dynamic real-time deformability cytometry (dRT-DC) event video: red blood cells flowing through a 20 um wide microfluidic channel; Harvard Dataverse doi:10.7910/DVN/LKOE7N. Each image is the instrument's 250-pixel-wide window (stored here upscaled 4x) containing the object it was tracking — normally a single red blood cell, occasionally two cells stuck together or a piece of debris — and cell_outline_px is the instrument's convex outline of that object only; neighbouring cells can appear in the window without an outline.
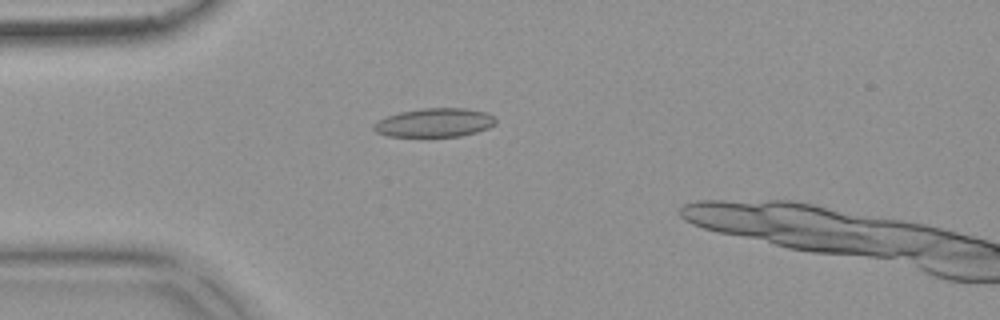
{"species": "common noctule bat (a hibernating species)", "species_latin": "Nyctalus noctula", "temperature_condition": "warm", "stored_images_in_passage": 33, "camera_frame_rate_fps": 3000, "um_per_image_px": 0.085, "animal": {"sex": "female", "body_mass_g": 18.4}, "frame": {"image": 1, "passage_image": 11, "time_ms": 3.333, "image_size_px": [1000, 320], "cell_outline_px": [[496, 124], [488, 128], [476, 132], [460, 136], [388, 136], [376, 132], [372, 128], [372, 124], [388, 116], [400, 112], [424, 108], [464, 108], [488, 112], [496, 120]], "centroid_in_image_um": [36.96, 10.42], "position_along_channel_um": 48.0, "area_um2": 20.35}}
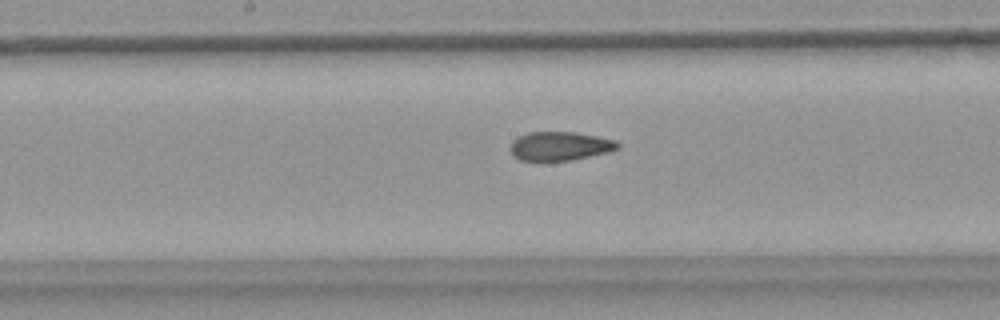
{"frame": {"image": 2, "passage_image": 24, "time_ms": 7.667, "image_size_px": [1000, 320], "cell_outline_px": [[620, 148], [608, 152], [572, 160], [520, 160], [512, 156], [508, 148], [512, 140], [528, 132], [576, 132], [616, 140], [620, 144]], "centroid_in_image_um": [47.57, 12.41], "position_along_channel_um": 200.6, "area_um2": 18.15}}
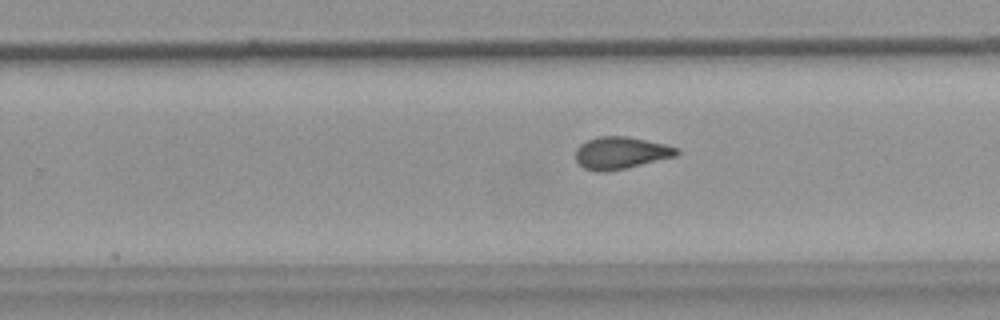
{"frame": {"image": 3, "passage_image": 30, "time_ms": 9.667, "image_size_px": [1000, 320], "cell_outline_px": [[680, 152], [676, 156], [624, 168], [604, 172], [596, 172], [584, 168], [576, 160], [576, 148], [580, 144], [588, 140], [600, 136], [628, 136], [664, 144], [680, 148]], "centroid_in_image_um": [52.77, 12.99], "position_along_channel_um": 277.0, "area_um2": 18.84}}